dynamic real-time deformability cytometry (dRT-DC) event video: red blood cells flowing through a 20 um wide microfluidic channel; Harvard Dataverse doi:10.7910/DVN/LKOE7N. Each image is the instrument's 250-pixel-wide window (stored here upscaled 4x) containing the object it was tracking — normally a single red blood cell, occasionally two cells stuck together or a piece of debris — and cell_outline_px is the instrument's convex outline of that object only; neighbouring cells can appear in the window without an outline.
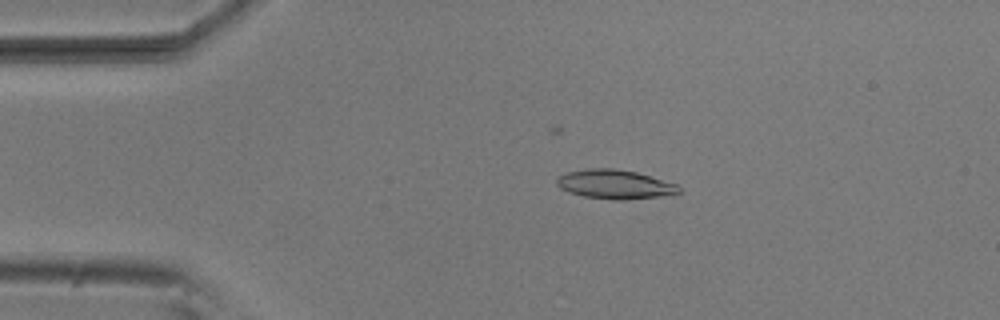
{"species": "common noctule bat (a hibernating species)", "species_latin": "Nyctalus noctula", "temperature_condition": "room temperature", "stored_images_in_passage": 44, "camera_frame_rate_fps": 3000, "um_per_image_px": 0.085, "animal": {"sex": "male", "body_mass_g": 20.5, "forearm_length_mm": 52.5}, "frame": {"image": 1, "passage_image": 9, "time_ms": 2.667, "image_size_px": [1000, 320], "cell_outline_px": [[680, 192], [672, 196], [624, 200], [612, 200], [584, 196], [568, 192], [560, 188], [556, 184], [556, 176], [568, 172], [588, 168], [612, 168], [636, 172], [676, 184], [680, 188]], "centroid_in_image_um": [52.27, 15.68], "position_along_channel_um": 32.7, "area_um2": 20.98}}
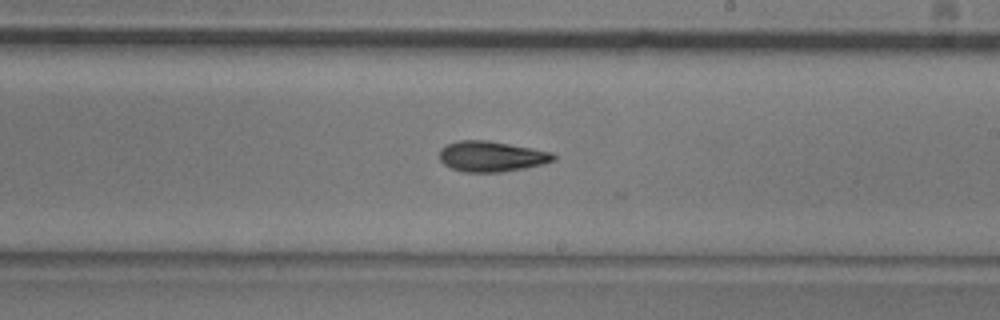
{"frame": {"image": 2, "passage_image": 29, "time_ms": 9.333, "image_size_px": [1000, 320], "cell_outline_px": [[556, 160], [544, 164], [524, 168], [500, 172], [464, 172], [452, 168], [444, 164], [440, 160], [440, 148], [456, 140], [488, 140], [532, 148], [552, 152], [556, 156]], "centroid_in_image_um": [41.79, 13.29], "position_along_channel_um": 247.2, "area_um2": 20.35}}
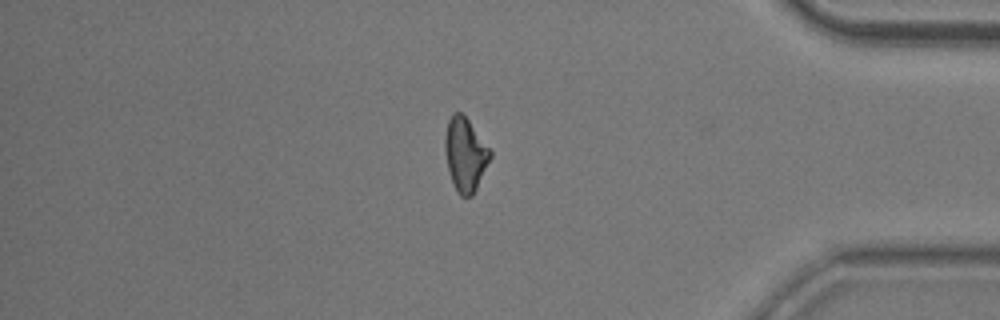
{"frame": {"image": 3, "passage_image": 43, "time_ms": 14.0, "image_size_px": [1000, 320], "cell_outline_px": [[492, 156], [472, 196], [460, 196], [452, 180], [448, 168], [444, 152], [444, 136], [448, 120], [452, 112], [460, 112], [468, 120], [492, 148]], "centroid_in_image_um": [39.55, 13.08], "position_along_channel_um": 395.6, "area_um2": 19.48}, "authors_computed_cell_mechanics": {"area_um2": 19.8543, "velocity_mm_per_s": 3.8343, "shape_relaxation_time_tau1_ms": 10.4286, "shape_relaxation_time_tau2_ms": 4.2818, "deformation_change_tau1": 0.2191, "deformation_change_tau2": 0.1201}}